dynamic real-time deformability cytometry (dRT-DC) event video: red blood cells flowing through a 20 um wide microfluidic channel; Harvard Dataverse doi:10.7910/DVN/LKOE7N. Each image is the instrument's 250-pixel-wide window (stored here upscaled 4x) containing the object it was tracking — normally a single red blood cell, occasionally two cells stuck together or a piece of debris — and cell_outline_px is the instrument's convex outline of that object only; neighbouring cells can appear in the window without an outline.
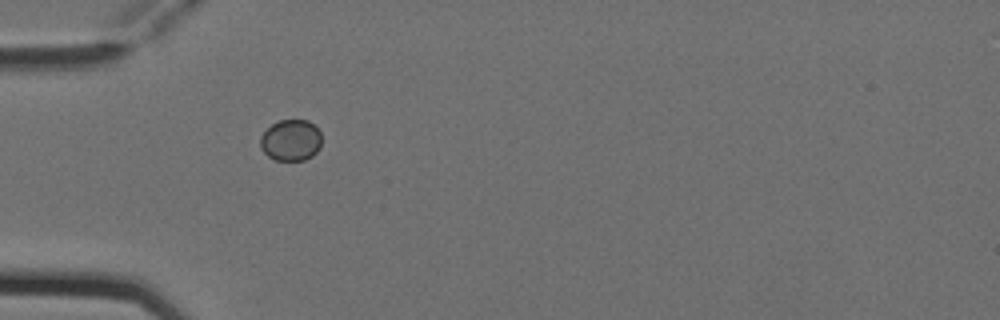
{"species": "Egyptian fruit bat (a non-hibernating species)", "species_latin": "Rousettus aegyptiacus", "temperature_condition": "cold", "stored_images_in_passage": 6, "camera_frame_rate_fps": 3000, "um_per_image_px": 0.085, "animal": {"sex": "female"}, "frame": {"image": 1, "passage_image": 5, "time_ms": 1.333, "image_size_px": [1000, 320], "cell_outline_px": [[320, 148], [312, 156], [304, 160], [276, 160], [268, 156], [260, 148], [260, 136], [272, 124], [280, 120], [308, 120], [320, 132]], "centroid_in_image_um": [24.71, 11.92], "position_along_channel_um": 60.3, "area_um2": 14.68}}
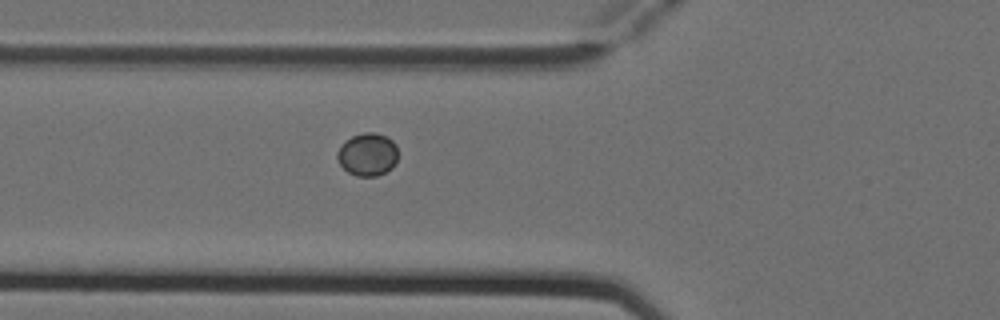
{"frame": {"image": 2, "passage_image": 6, "time_ms": 1.667, "image_size_px": [1000, 320], "cell_outline_px": [[396, 164], [392, 168], [376, 176], [356, 176], [348, 172], [340, 164], [336, 156], [336, 152], [340, 144], [344, 140], [352, 136], [364, 132], [376, 132], [388, 136], [396, 144]], "centroid_in_image_um": [31.22, 13.1], "position_along_channel_um": 94.6, "area_um2": 15.37}}